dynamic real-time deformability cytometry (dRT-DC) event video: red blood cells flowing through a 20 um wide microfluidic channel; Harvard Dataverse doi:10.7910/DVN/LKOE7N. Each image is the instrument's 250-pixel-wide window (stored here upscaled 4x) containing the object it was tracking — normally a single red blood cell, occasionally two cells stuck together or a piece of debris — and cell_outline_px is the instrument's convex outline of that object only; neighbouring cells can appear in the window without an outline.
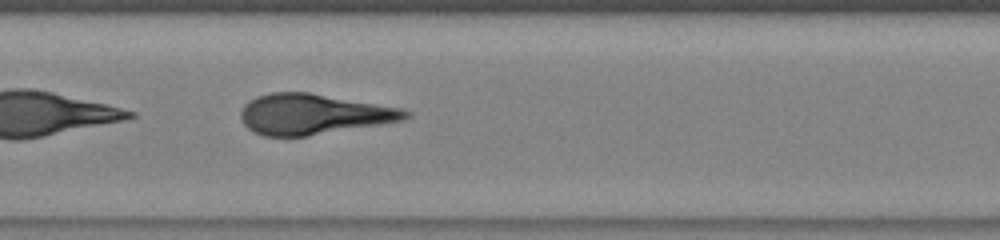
{"species": "human", "species_latin": "Homo sapiens", "temperature_condition": "warm", "stored_images_in_passage": 32, "camera_frame_rate_fps": 3000, "um_per_image_px": 0.085, "donor": {"sex": "male"}, "frame": {"image": 1, "passage_image": 11, "time_ms": 3.333, "image_size_px": [1000, 240], "cell_outline_px": [[412, 116], [404, 120], [380, 124], [304, 136], [264, 136], [248, 128], [244, 124], [240, 116], [240, 112], [244, 104], [248, 100], [256, 96], [272, 92], [308, 92], [400, 108], [412, 112]], "centroid_in_image_um": [26.61, 9.69], "position_along_channel_um": 180.8, "area_um2": 38.49}}
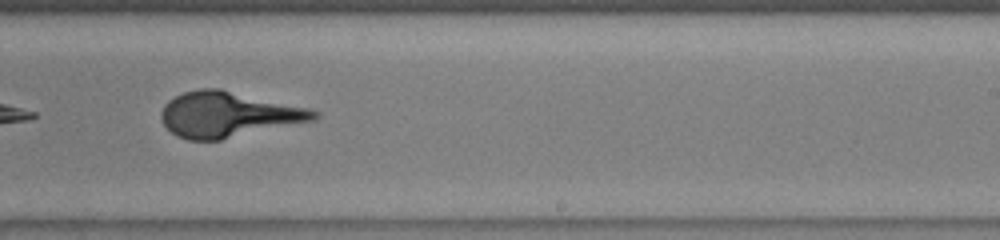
{"frame": {"image": 2, "passage_image": 17, "time_ms": 5.333, "image_size_px": [1000, 240], "cell_outline_px": [[320, 116], [316, 120], [220, 140], [188, 140], [176, 136], [164, 124], [160, 116], [160, 112], [164, 104], [168, 100], [184, 92], [200, 88], [220, 88], [312, 108], [320, 112]], "centroid_in_image_um": [19.44, 9.72], "position_along_channel_um": 269.6, "area_um2": 40.86}}
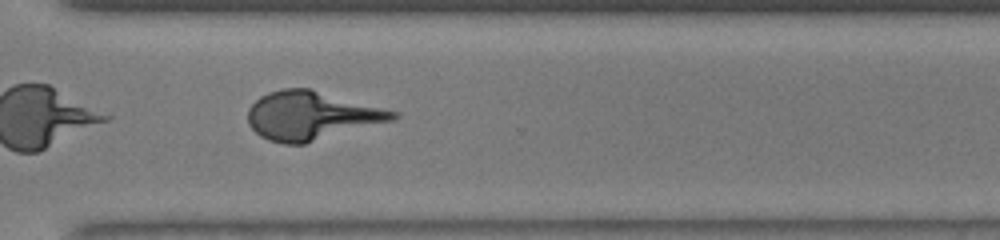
{"frame": {"image": 3, "passage_image": 22, "time_ms": 7.0, "image_size_px": [1000, 240], "cell_outline_px": [[400, 116], [396, 120], [304, 144], [284, 144], [268, 140], [260, 136], [248, 124], [248, 108], [260, 96], [268, 92], [284, 88], [308, 88], [400, 112]], "centroid_in_image_um": [26.49, 9.84], "position_along_channel_um": 344.1, "area_um2": 41.21}}